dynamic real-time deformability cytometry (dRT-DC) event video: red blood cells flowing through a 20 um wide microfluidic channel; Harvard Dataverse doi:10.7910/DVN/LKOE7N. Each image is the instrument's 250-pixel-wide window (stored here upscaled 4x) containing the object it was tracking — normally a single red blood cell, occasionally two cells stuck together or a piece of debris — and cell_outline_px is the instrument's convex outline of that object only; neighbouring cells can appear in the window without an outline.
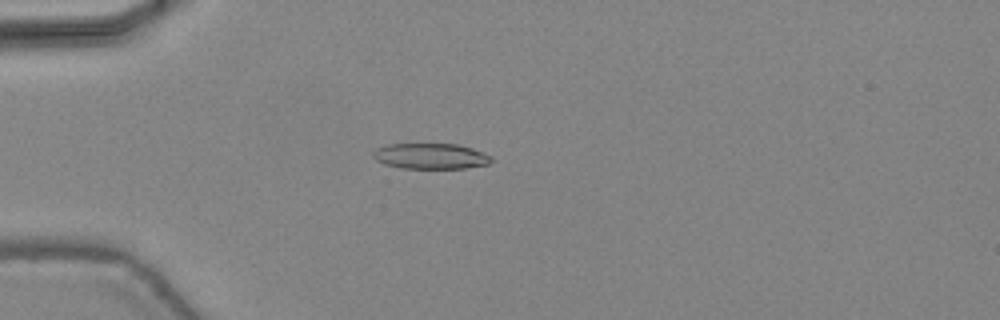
{"species": "common noctule bat (a hibernating species)", "species_latin": "Nyctalus noctula", "temperature_condition": "warm", "stored_images_in_passage": 34, "camera_frame_rate_fps": 3000, "um_per_image_px": 0.085, "animal": {"sex": "female", "body_mass_g": 24.6, "forearm_length_mm": 56.2}, "frame": {"image": 1, "passage_image": 1, "time_ms": 0.0, "image_size_px": [1000, 320], "cell_outline_px": [[492, 160], [488, 164], [464, 168], [400, 168], [384, 164], [376, 160], [372, 156], [372, 152], [376, 148], [388, 144], [456, 144], [472, 148], [484, 152], [492, 156]], "centroid_in_image_um": [36.59, 13.27], "position_along_channel_um": 48.4, "area_um2": 17.74}}
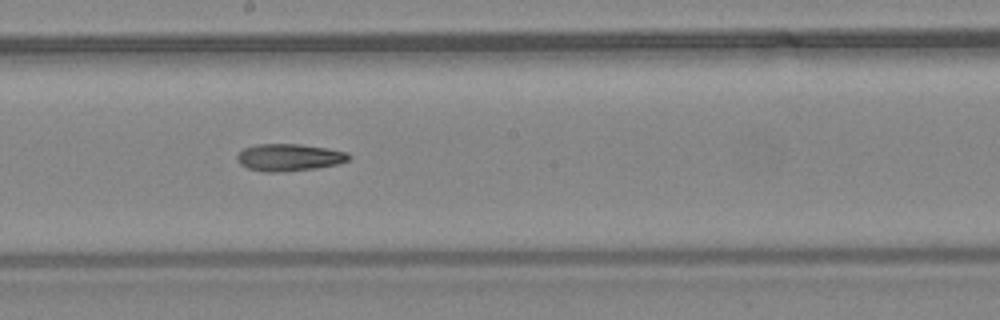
{"frame": {"image": 2, "passage_image": 14, "time_ms": 4.333, "image_size_px": [1000, 320], "cell_outline_px": [[352, 156], [348, 160], [336, 164], [316, 168], [288, 172], [264, 172], [248, 168], [240, 164], [236, 156], [244, 148], [256, 144], [300, 144], [328, 148], [348, 152]], "centroid_in_image_um": [24.59, 13.38], "position_along_channel_um": 223.6, "area_um2": 17.8}}
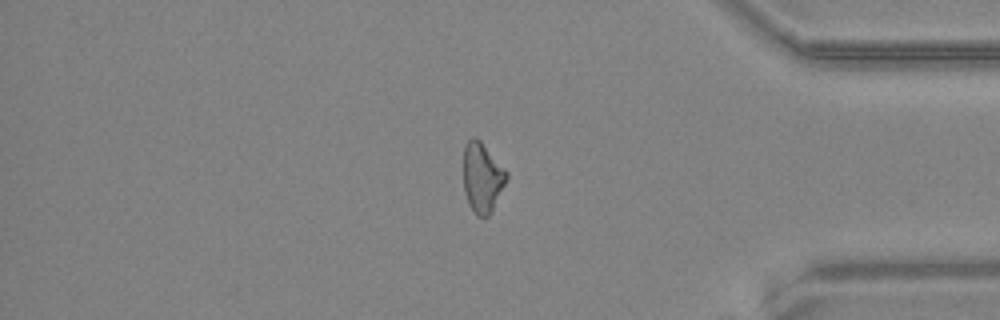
{"frame": {"image": 3, "passage_image": 27, "time_ms": 8.667, "image_size_px": [1000, 320], "cell_outline_px": [[508, 176], [492, 212], [488, 216], [476, 216], [468, 204], [464, 192], [464, 148], [468, 140], [472, 136], [476, 136], [480, 140], [508, 172]], "centroid_in_image_um": [40.99, 15.09], "position_along_channel_um": 394.2, "area_um2": 17.57}}